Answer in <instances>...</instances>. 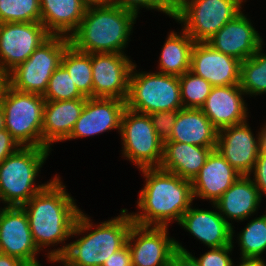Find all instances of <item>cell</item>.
<instances>
[{"label":"cell","mask_w":266,"mask_h":266,"mask_svg":"<svg viewBox=\"0 0 266 266\" xmlns=\"http://www.w3.org/2000/svg\"><path fill=\"white\" fill-rule=\"evenodd\" d=\"M19 148L20 145L13 139L8 130L3 129L0 131V163Z\"/></svg>","instance_id":"f35d334b"},{"label":"cell","mask_w":266,"mask_h":266,"mask_svg":"<svg viewBox=\"0 0 266 266\" xmlns=\"http://www.w3.org/2000/svg\"><path fill=\"white\" fill-rule=\"evenodd\" d=\"M28 216L19 206L0 208V253L20 260L26 266L39 264Z\"/></svg>","instance_id":"4fadbf2b"},{"label":"cell","mask_w":266,"mask_h":266,"mask_svg":"<svg viewBox=\"0 0 266 266\" xmlns=\"http://www.w3.org/2000/svg\"><path fill=\"white\" fill-rule=\"evenodd\" d=\"M178 80L183 108L200 109L213 86L190 70L179 76Z\"/></svg>","instance_id":"4dcf8cb0"},{"label":"cell","mask_w":266,"mask_h":266,"mask_svg":"<svg viewBox=\"0 0 266 266\" xmlns=\"http://www.w3.org/2000/svg\"><path fill=\"white\" fill-rule=\"evenodd\" d=\"M137 17L114 4L87 7L80 25L69 36L70 44L89 54H124Z\"/></svg>","instance_id":"277c9868"},{"label":"cell","mask_w":266,"mask_h":266,"mask_svg":"<svg viewBox=\"0 0 266 266\" xmlns=\"http://www.w3.org/2000/svg\"><path fill=\"white\" fill-rule=\"evenodd\" d=\"M157 135L164 141L172 135V129L175 125L178 110L160 111L148 114Z\"/></svg>","instance_id":"836d02e7"},{"label":"cell","mask_w":266,"mask_h":266,"mask_svg":"<svg viewBox=\"0 0 266 266\" xmlns=\"http://www.w3.org/2000/svg\"><path fill=\"white\" fill-rule=\"evenodd\" d=\"M168 235V227L133 223L127 237L132 266H168L176 250V240Z\"/></svg>","instance_id":"9a60e30c"},{"label":"cell","mask_w":266,"mask_h":266,"mask_svg":"<svg viewBox=\"0 0 266 266\" xmlns=\"http://www.w3.org/2000/svg\"><path fill=\"white\" fill-rule=\"evenodd\" d=\"M41 22L40 0H0V24Z\"/></svg>","instance_id":"1f68e13d"},{"label":"cell","mask_w":266,"mask_h":266,"mask_svg":"<svg viewBox=\"0 0 266 266\" xmlns=\"http://www.w3.org/2000/svg\"><path fill=\"white\" fill-rule=\"evenodd\" d=\"M250 175H241L233 185L214 203L223 218L244 221L259 208L262 197Z\"/></svg>","instance_id":"603a6c76"},{"label":"cell","mask_w":266,"mask_h":266,"mask_svg":"<svg viewBox=\"0 0 266 266\" xmlns=\"http://www.w3.org/2000/svg\"><path fill=\"white\" fill-rule=\"evenodd\" d=\"M234 245L223 246L220 248H210V251L205 252L197 260L199 266H233L234 263L230 257Z\"/></svg>","instance_id":"e575fe53"},{"label":"cell","mask_w":266,"mask_h":266,"mask_svg":"<svg viewBox=\"0 0 266 266\" xmlns=\"http://www.w3.org/2000/svg\"><path fill=\"white\" fill-rule=\"evenodd\" d=\"M242 5L239 0H183L172 18L195 42H206L242 12Z\"/></svg>","instance_id":"9c48e42d"},{"label":"cell","mask_w":266,"mask_h":266,"mask_svg":"<svg viewBox=\"0 0 266 266\" xmlns=\"http://www.w3.org/2000/svg\"><path fill=\"white\" fill-rule=\"evenodd\" d=\"M126 101L116 98H87L80 117L66 140L90 137L117 129L120 132L121 118Z\"/></svg>","instance_id":"e0dca14e"},{"label":"cell","mask_w":266,"mask_h":266,"mask_svg":"<svg viewBox=\"0 0 266 266\" xmlns=\"http://www.w3.org/2000/svg\"><path fill=\"white\" fill-rule=\"evenodd\" d=\"M50 152L47 148L20 147L0 163V201L4 206H23L50 182L35 183Z\"/></svg>","instance_id":"5b68a950"},{"label":"cell","mask_w":266,"mask_h":266,"mask_svg":"<svg viewBox=\"0 0 266 266\" xmlns=\"http://www.w3.org/2000/svg\"><path fill=\"white\" fill-rule=\"evenodd\" d=\"M40 7L46 30L66 37L78 28L87 8L81 0H40Z\"/></svg>","instance_id":"484cf974"},{"label":"cell","mask_w":266,"mask_h":266,"mask_svg":"<svg viewBox=\"0 0 266 266\" xmlns=\"http://www.w3.org/2000/svg\"><path fill=\"white\" fill-rule=\"evenodd\" d=\"M247 121L218 130L216 149L241 175H251L260 150L266 144L264 126L254 137Z\"/></svg>","instance_id":"7c38bea8"},{"label":"cell","mask_w":266,"mask_h":266,"mask_svg":"<svg viewBox=\"0 0 266 266\" xmlns=\"http://www.w3.org/2000/svg\"><path fill=\"white\" fill-rule=\"evenodd\" d=\"M136 67L134 64L130 74L127 108L144 114L183 108L177 76L160 72L140 73Z\"/></svg>","instance_id":"8992f818"},{"label":"cell","mask_w":266,"mask_h":266,"mask_svg":"<svg viewBox=\"0 0 266 266\" xmlns=\"http://www.w3.org/2000/svg\"><path fill=\"white\" fill-rule=\"evenodd\" d=\"M171 15L181 6L183 0H157Z\"/></svg>","instance_id":"b9f144b4"},{"label":"cell","mask_w":266,"mask_h":266,"mask_svg":"<svg viewBox=\"0 0 266 266\" xmlns=\"http://www.w3.org/2000/svg\"><path fill=\"white\" fill-rule=\"evenodd\" d=\"M112 4L133 12L137 16L140 8H146L147 10L154 9L155 11L163 12L169 17H172V15L157 0H112Z\"/></svg>","instance_id":"d590c367"},{"label":"cell","mask_w":266,"mask_h":266,"mask_svg":"<svg viewBox=\"0 0 266 266\" xmlns=\"http://www.w3.org/2000/svg\"><path fill=\"white\" fill-rule=\"evenodd\" d=\"M69 45V37L51 35L24 63L9 72V87L19 92L43 95Z\"/></svg>","instance_id":"ba28073f"},{"label":"cell","mask_w":266,"mask_h":266,"mask_svg":"<svg viewBox=\"0 0 266 266\" xmlns=\"http://www.w3.org/2000/svg\"><path fill=\"white\" fill-rule=\"evenodd\" d=\"M237 235L241 258H263L261 256L266 251V214L249 221Z\"/></svg>","instance_id":"f546056e"},{"label":"cell","mask_w":266,"mask_h":266,"mask_svg":"<svg viewBox=\"0 0 266 266\" xmlns=\"http://www.w3.org/2000/svg\"><path fill=\"white\" fill-rule=\"evenodd\" d=\"M241 61L213 49L206 42H195L190 71L213 87L239 85Z\"/></svg>","instance_id":"2e32d148"},{"label":"cell","mask_w":266,"mask_h":266,"mask_svg":"<svg viewBox=\"0 0 266 266\" xmlns=\"http://www.w3.org/2000/svg\"><path fill=\"white\" fill-rule=\"evenodd\" d=\"M134 63L120 53H92L93 98L127 99Z\"/></svg>","instance_id":"5bb4252c"},{"label":"cell","mask_w":266,"mask_h":266,"mask_svg":"<svg viewBox=\"0 0 266 266\" xmlns=\"http://www.w3.org/2000/svg\"><path fill=\"white\" fill-rule=\"evenodd\" d=\"M60 179L55 175L21 206L28 216L32 238L39 251L50 245L64 244L81 212Z\"/></svg>","instance_id":"3957f363"},{"label":"cell","mask_w":266,"mask_h":266,"mask_svg":"<svg viewBox=\"0 0 266 266\" xmlns=\"http://www.w3.org/2000/svg\"><path fill=\"white\" fill-rule=\"evenodd\" d=\"M86 99L45 102L42 122L43 148L52 150L53 143L66 141L81 115Z\"/></svg>","instance_id":"7402d4cb"},{"label":"cell","mask_w":266,"mask_h":266,"mask_svg":"<svg viewBox=\"0 0 266 266\" xmlns=\"http://www.w3.org/2000/svg\"><path fill=\"white\" fill-rule=\"evenodd\" d=\"M206 43L213 49L242 62L263 47L264 41L253 27L251 20L242 11Z\"/></svg>","instance_id":"ac0fdd59"},{"label":"cell","mask_w":266,"mask_h":266,"mask_svg":"<svg viewBox=\"0 0 266 266\" xmlns=\"http://www.w3.org/2000/svg\"><path fill=\"white\" fill-rule=\"evenodd\" d=\"M240 176L221 153L214 149L191 181L193 197L206 199L214 204Z\"/></svg>","instance_id":"44dd1931"},{"label":"cell","mask_w":266,"mask_h":266,"mask_svg":"<svg viewBox=\"0 0 266 266\" xmlns=\"http://www.w3.org/2000/svg\"><path fill=\"white\" fill-rule=\"evenodd\" d=\"M244 95L239 85L212 87L200 109L218 130L237 125L248 119Z\"/></svg>","instance_id":"ffe728a7"},{"label":"cell","mask_w":266,"mask_h":266,"mask_svg":"<svg viewBox=\"0 0 266 266\" xmlns=\"http://www.w3.org/2000/svg\"><path fill=\"white\" fill-rule=\"evenodd\" d=\"M122 156L138 169L160 167L163 140L157 135L148 114L125 108L120 126Z\"/></svg>","instance_id":"30bf717a"},{"label":"cell","mask_w":266,"mask_h":266,"mask_svg":"<svg viewBox=\"0 0 266 266\" xmlns=\"http://www.w3.org/2000/svg\"><path fill=\"white\" fill-rule=\"evenodd\" d=\"M0 266H26L15 257L0 253Z\"/></svg>","instance_id":"7bdbcfd3"},{"label":"cell","mask_w":266,"mask_h":266,"mask_svg":"<svg viewBox=\"0 0 266 266\" xmlns=\"http://www.w3.org/2000/svg\"><path fill=\"white\" fill-rule=\"evenodd\" d=\"M51 34L41 22L0 24V67L8 73L24 63Z\"/></svg>","instance_id":"8fae6325"},{"label":"cell","mask_w":266,"mask_h":266,"mask_svg":"<svg viewBox=\"0 0 266 266\" xmlns=\"http://www.w3.org/2000/svg\"><path fill=\"white\" fill-rule=\"evenodd\" d=\"M5 129L3 108L0 105V131Z\"/></svg>","instance_id":"bcb514c9"},{"label":"cell","mask_w":266,"mask_h":266,"mask_svg":"<svg viewBox=\"0 0 266 266\" xmlns=\"http://www.w3.org/2000/svg\"><path fill=\"white\" fill-rule=\"evenodd\" d=\"M102 266H132L131 252L126 243L117 252L104 262Z\"/></svg>","instance_id":"ab89813d"},{"label":"cell","mask_w":266,"mask_h":266,"mask_svg":"<svg viewBox=\"0 0 266 266\" xmlns=\"http://www.w3.org/2000/svg\"><path fill=\"white\" fill-rule=\"evenodd\" d=\"M176 250L172 253L168 266H199L195 256L187 251L178 241Z\"/></svg>","instance_id":"74e56055"},{"label":"cell","mask_w":266,"mask_h":266,"mask_svg":"<svg viewBox=\"0 0 266 266\" xmlns=\"http://www.w3.org/2000/svg\"><path fill=\"white\" fill-rule=\"evenodd\" d=\"M170 32L159 57V72L181 76L190 70L191 52L195 41L183 30ZM161 70V71H160Z\"/></svg>","instance_id":"4316f807"},{"label":"cell","mask_w":266,"mask_h":266,"mask_svg":"<svg viewBox=\"0 0 266 266\" xmlns=\"http://www.w3.org/2000/svg\"><path fill=\"white\" fill-rule=\"evenodd\" d=\"M241 3H244V2H246V0H239Z\"/></svg>","instance_id":"681fc988"},{"label":"cell","mask_w":266,"mask_h":266,"mask_svg":"<svg viewBox=\"0 0 266 266\" xmlns=\"http://www.w3.org/2000/svg\"><path fill=\"white\" fill-rule=\"evenodd\" d=\"M61 65L68 71L79 92L84 97H93L92 53L79 51L70 44L63 54Z\"/></svg>","instance_id":"83f0119b"},{"label":"cell","mask_w":266,"mask_h":266,"mask_svg":"<svg viewBox=\"0 0 266 266\" xmlns=\"http://www.w3.org/2000/svg\"><path fill=\"white\" fill-rule=\"evenodd\" d=\"M240 265L237 266H266L264 258L262 259H253V258H240ZM235 266V265H233Z\"/></svg>","instance_id":"ee69618b"},{"label":"cell","mask_w":266,"mask_h":266,"mask_svg":"<svg viewBox=\"0 0 266 266\" xmlns=\"http://www.w3.org/2000/svg\"><path fill=\"white\" fill-rule=\"evenodd\" d=\"M87 7L105 6L112 4V0H81Z\"/></svg>","instance_id":"f6af8a7d"},{"label":"cell","mask_w":266,"mask_h":266,"mask_svg":"<svg viewBox=\"0 0 266 266\" xmlns=\"http://www.w3.org/2000/svg\"><path fill=\"white\" fill-rule=\"evenodd\" d=\"M42 96L45 101L87 98L79 92L68 71L62 65L53 72L49 79L47 89Z\"/></svg>","instance_id":"d6a6232c"},{"label":"cell","mask_w":266,"mask_h":266,"mask_svg":"<svg viewBox=\"0 0 266 266\" xmlns=\"http://www.w3.org/2000/svg\"><path fill=\"white\" fill-rule=\"evenodd\" d=\"M32 266H42V265L39 263V264H35V265H32Z\"/></svg>","instance_id":"c3c4849f"},{"label":"cell","mask_w":266,"mask_h":266,"mask_svg":"<svg viewBox=\"0 0 266 266\" xmlns=\"http://www.w3.org/2000/svg\"><path fill=\"white\" fill-rule=\"evenodd\" d=\"M212 205L215 211L197 209L191 205L178 224L208 248H220L233 244L234 226L223 218L215 204Z\"/></svg>","instance_id":"d6986e66"},{"label":"cell","mask_w":266,"mask_h":266,"mask_svg":"<svg viewBox=\"0 0 266 266\" xmlns=\"http://www.w3.org/2000/svg\"><path fill=\"white\" fill-rule=\"evenodd\" d=\"M252 173L254 174L252 180L261 196L263 193L266 196V144L260 150Z\"/></svg>","instance_id":"8d00e7d4"},{"label":"cell","mask_w":266,"mask_h":266,"mask_svg":"<svg viewBox=\"0 0 266 266\" xmlns=\"http://www.w3.org/2000/svg\"><path fill=\"white\" fill-rule=\"evenodd\" d=\"M133 223L127 209H122L119 216L99 225H93L90 217L81 211L70 237L85 233L84 236L61 248L48 251L46 259L52 263H61L62 266H102L112 254L127 243ZM94 227L96 228L92 230Z\"/></svg>","instance_id":"6da1fadb"},{"label":"cell","mask_w":266,"mask_h":266,"mask_svg":"<svg viewBox=\"0 0 266 266\" xmlns=\"http://www.w3.org/2000/svg\"><path fill=\"white\" fill-rule=\"evenodd\" d=\"M264 133H265V140H266V123L264 125Z\"/></svg>","instance_id":"7dc6e473"},{"label":"cell","mask_w":266,"mask_h":266,"mask_svg":"<svg viewBox=\"0 0 266 266\" xmlns=\"http://www.w3.org/2000/svg\"><path fill=\"white\" fill-rule=\"evenodd\" d=\"M45 102L40 94L7 88L0 103L5 129L20 147L43 148L42 122Z\"/></svg>","instance_id":"52a82bcc"},{"label":"cell","mask_w":266,"mask_h":266,"mask_svg":"<svg viewBox=\"0 0 266 266\" xmlns=\"http://www.w3.org/2000/svg\"><path fill=\"white\" fill-rule=\"evenodd\" d=\"M214 149L216 147L164 141L163 157L159 168L192 181Z\"/></svg>","instance_id":"d4e9b609"},{"label":"cell","mask_w":266,"mask_h":266,"mask_svg":"<svg viewBox=\"0 0 266 266\" xmlns=\"http://www.w3.org/2000/svg\"><path fill=\"white\" fill-rule=\"evenodd\" d=\"M145 185L139 192L138 213H130L140 226L168 227L170 222L179 223L194 200L190 180L159 167L139 169Z\"/></svg>","instance_id":"7a4b0ae2"},{"label":"cell","mask_w":266,"mask_h":266,"mask_svg":"<svg viewBox=\"0 0 266 266\" xmlns=\"http://www.w3.org/2000/svg\"><path fill=\"white\" fill-rule=\"evenodd\" d=\"M9 87V73L0 67V103Z\"/></svg>","instance_id":"60d3db41"},{"label":"cell","mask_w":266,"mask_h":266,"mask_svg":"<svg viewBox=\"0 0 266 266\" xmlns=\"http://www.w3.org/2000/svg\"><path fill=\"white\" fill-rule=\"evenodd\" d=\"M218 129L201 109L182 108L166 141L188 143L202 147H217Z\"/></svg>","instance_id":"cb8c5ba5"},{"label":"cell","mask_w":266,"mask_h":266,"mask_svg":"<svg viewBox=\"0 0 266 266\" xmlns=\"http://www.w3.org/2000/svg\"><path fill=\"white\" fill-rule=\"evenodd\" d=\"M263 47L241 62L239 86L246 95L266 93V53Z\"/></svg>","instance_id":"f1b7e54d"}]
</instances>
